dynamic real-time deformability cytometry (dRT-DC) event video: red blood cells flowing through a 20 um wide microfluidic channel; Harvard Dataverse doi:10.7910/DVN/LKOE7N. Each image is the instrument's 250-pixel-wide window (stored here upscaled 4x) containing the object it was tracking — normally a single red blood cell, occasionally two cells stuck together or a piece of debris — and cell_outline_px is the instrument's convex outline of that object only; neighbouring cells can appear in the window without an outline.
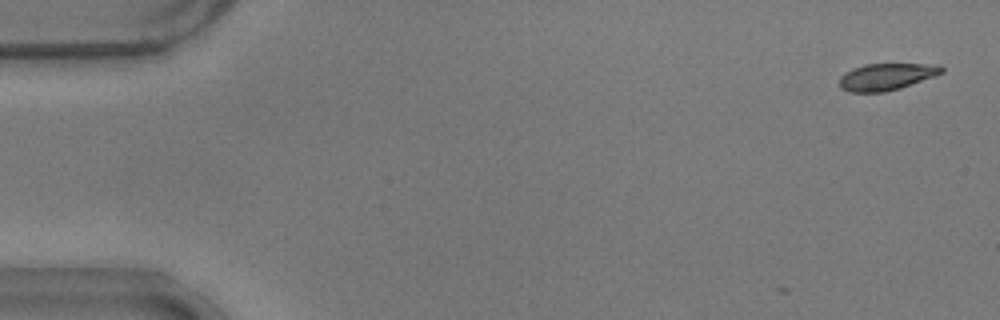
{"species": "common noctule bat (a hibernating species)", "species_latin": "Nyctalus noctula", "temperature_condition": "warm", "stored_images_in_passage": 9, "camera_frame_rate_fps": 3000, "um_per_image_px": 0.085, "animal": {"sex": "male", "body_mass_g": 17.9}, "frame": {"image": 1, "passage_image": 1, "time_ms": 0.0, "image_size_px": [1000, 320], "cell_outline_px": [[944, 72], [936, 76], [900, 88], [884, 92], [848, 92], [840, 88], [840, 76], [852, 68], [864, 64], [940, 64], [944, 68]], "centroid_in_image_um": [75.37, 6.52], "position_along_channel_um": 9.6, "area_um2": 16.13}}